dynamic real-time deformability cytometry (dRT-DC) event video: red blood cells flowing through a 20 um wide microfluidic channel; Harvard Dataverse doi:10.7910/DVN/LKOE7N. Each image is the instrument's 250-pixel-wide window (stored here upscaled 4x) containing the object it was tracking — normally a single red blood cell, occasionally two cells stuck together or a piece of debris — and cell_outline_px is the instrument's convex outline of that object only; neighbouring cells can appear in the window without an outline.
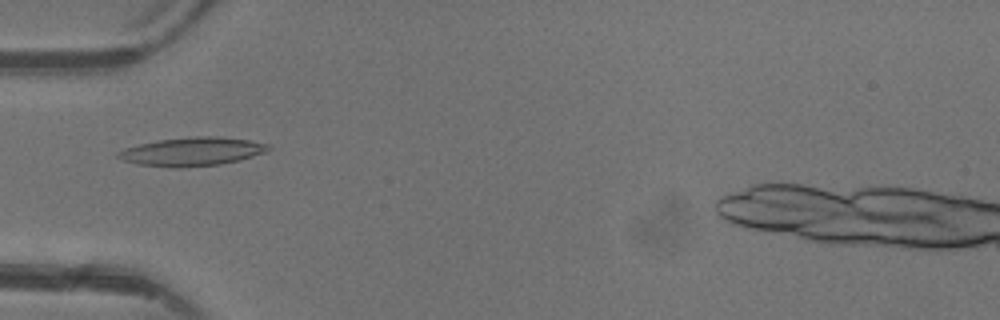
{"species": "common noctule bat (a hibernating species)", "species_latin": "Nyctalus noctula", "temperature_condition": "warm", "stored_images_in_passage": 5, "camera_frame_rate_fps": 3000, "um_per_image_px": 0.085, "animal": {"sex": "female"}, "frame": {"image": 1, "passage_image": 4, "time_ms": 4.667, "image_size_px": [1000, 320], "cell_outline_px": [[272, 148], [264, 152], [240, 160], [220, 164], [180, 168], [172, 168], [140, 164], [124, 160], [116, 156], [116, 152], [124, 148], [140, 144], [160, 140], [196, 136], [216, 136], [252, 140], [272, 144]], "centroid_in_image_um": [16.37, 12.88], "position_along_channel_um": 68.6, "area_um2": 25.03}}
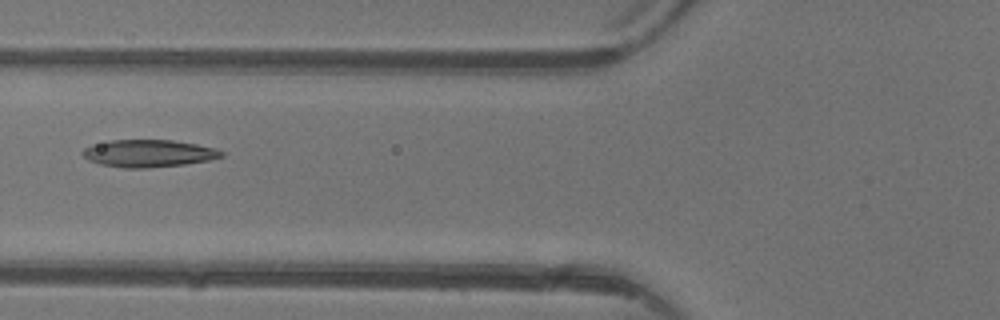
{"frame": {"image": 2, "passage_image": 5, "time_ms": 5.667, "image_size_px": [1000, 320], "cell_outline_px": [[224, 156], [208, 160], [184, 164], [148, 168], [124, 168], [100, 164], [88, 160], [80, 152], [84, 148], [108, 140], [172, 140], [196, 144], [216, 148], [224, 152]], "centroid_in_image_um": [12.62, 13.04], "position_along_channel_um": 113.2, "area_um2": 22.08}}